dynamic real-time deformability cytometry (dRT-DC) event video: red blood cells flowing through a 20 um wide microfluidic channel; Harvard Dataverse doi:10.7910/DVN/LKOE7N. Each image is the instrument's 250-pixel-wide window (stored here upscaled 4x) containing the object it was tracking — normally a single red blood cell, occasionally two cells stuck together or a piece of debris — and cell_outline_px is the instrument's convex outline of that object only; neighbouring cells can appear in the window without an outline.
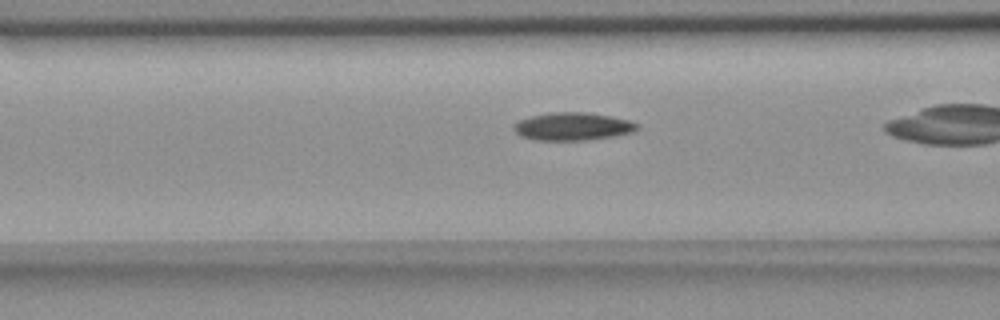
{"species": "common noctule bat (a hibernating species)", "species_latin": "Nyctalus noctula", "temperature_condition": "room temperature", "stored_images_in_passage": 40, "camera_frame_rate_fps": 3000, "um_per_image_px": 0.085, "animal": {"sex": "female", "body_mass_g": 18.4}, "frame": {"image": 1, "passage_image": 19, "time_ms": 6.0, "image_size_px": [1000, 320], "cell_outline_px": [[640, 124], [632, 132], [612, 136], [584, 140], [536, 140], [520, 136], [512, 128], [520, 120], [532, 116], [548, 112], [588, 112], [628, 120]], "centroid_in_image_um": [48.65, 10.74], "position_along_channel_um": 117.9, "area_um2": 19.77}}
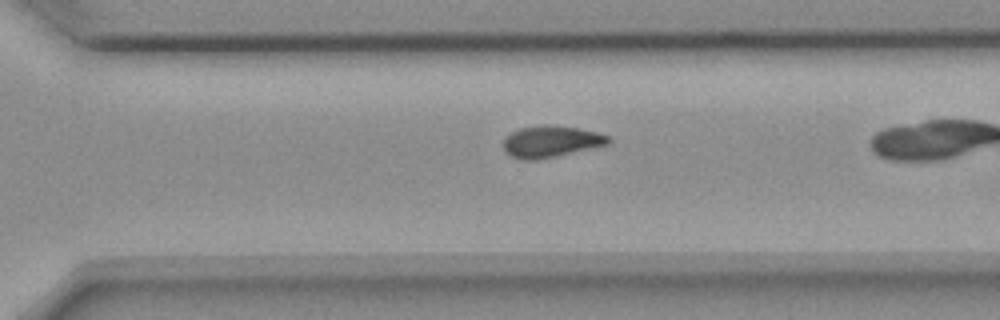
{"frame": {"image": 2, "passage_image": 36, "time_ms": 11.667, "image_size_px": [1000, 320], "cell_outline_px": [[612, 140], [608, 144], [556, 156], [536, 160], [520, 160], [504, 152], [504, 140], [512, 132], [520, 128], [544, 124], [552, 124], [576, 128], [596, 132], [608, 136]], "centroid_in_image_um": [46.81, 12.03], "position_along_channel_um": 323.8, "area_um2": 19.19}}
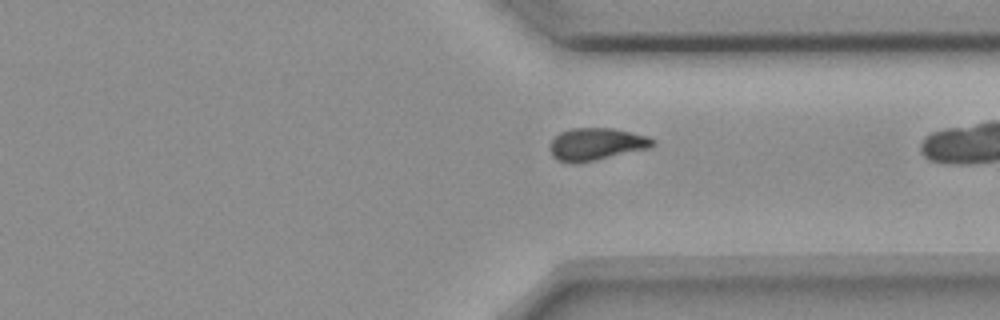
{"frame": {"image": 3, "passage_image": 39, "time_ms": 12.667, "image_size_px": [1000, 320], "cell_outline_px": [[656, 144], [648, 148], [596, 160], [576, 164], [572, 164], [556, 160], [552, 156], [552, 140], [560, 132], [572, 128], [612, 128], [648, 136], [656, 140]], "centroid_in_image_um": [50.7, 12.26], "position_along_channel_um": 360.7, "area_um2": 19.31}}